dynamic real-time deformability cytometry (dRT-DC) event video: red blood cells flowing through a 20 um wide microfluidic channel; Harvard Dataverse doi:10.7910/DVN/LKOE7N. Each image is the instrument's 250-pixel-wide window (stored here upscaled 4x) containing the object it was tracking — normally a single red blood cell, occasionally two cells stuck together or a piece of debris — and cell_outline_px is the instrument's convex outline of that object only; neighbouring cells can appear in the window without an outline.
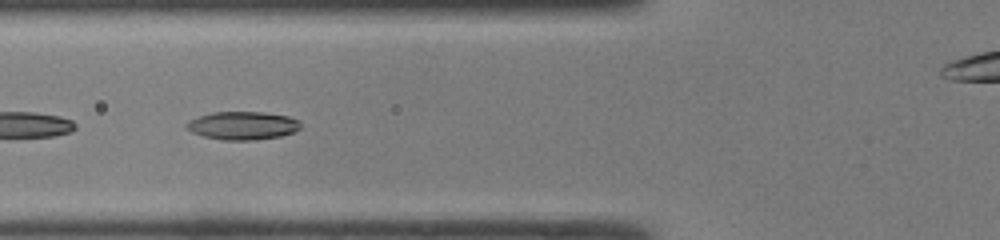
{"species": "common noctule bat (a hibernating species)", "species_latin": "Nyctalus noctula", "temperature_condition": "room temperature", "stored_images_in_passage": 44, "camera_frame_rate_fps": 3000, "um_per_image_px": 0.085, "animal": {"sex": "male", "body_mass_g": 19.0, "forearm_length_mm": 50.8}, "frame": {"image": 1, "passage_image": 19, "time_ms": 6.0, "image_size_px": [1000, 240], "cell_outline_px": [[300, 128], [292, 132], [280, 136], [256, 140], [220, 140], [204, 136], [192, 132], [184, 124], [188, 120], [212, 112], [264, 112], [288, 116], [300, 120]], "centroid_in_image_um": [20.62, 10.67], "position_along_channel_um": 105.2, "area_um2": 18.73}, "authors_computed_cell_mechanics": {"area_um2": 18.3226, "velocity_mm_per_s": 4.295, "shape_relaxation_time_tau1_ms": null, "shape_relaxation_time_tau2_ms": 1.8524, "deformation_change_tau1": null, "deformation_change_tau2": 0.0608}}